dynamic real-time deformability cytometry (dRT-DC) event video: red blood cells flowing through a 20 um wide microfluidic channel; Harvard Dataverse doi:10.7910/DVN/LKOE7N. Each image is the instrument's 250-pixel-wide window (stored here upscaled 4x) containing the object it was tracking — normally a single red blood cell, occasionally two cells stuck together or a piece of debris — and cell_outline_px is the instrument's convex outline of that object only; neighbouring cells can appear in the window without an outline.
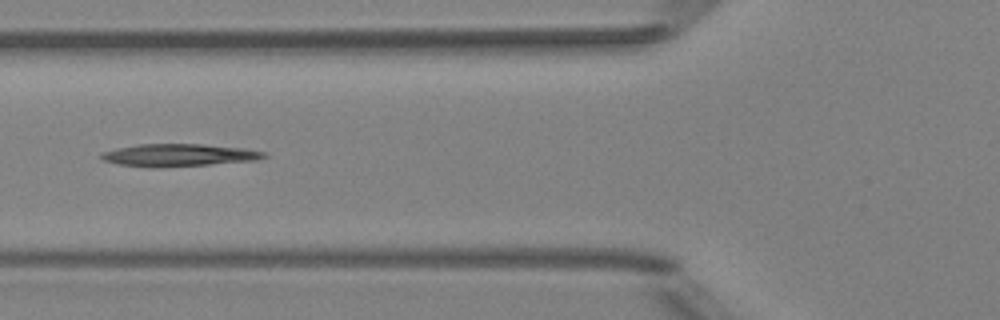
{"species": "Egyptian fruit bat (a non-hibernating species)", "species_latin": "Rousettus aegyptiacus", "temperature_condition": "room temperature", "stored_images_in_passage": 6, "camera_frame_rate_fps": 3000, "um_per_image_px": 0.085, "animal": {"sex": "female"}, "frame": {"image": 1, "passage_image": 4, "time_ms": 1.0, "image_size_px": [1000, 320], "cell_outline_px": [[268, 156], [256, 160], [160, 168], [152, 168], [120, 164], [104, 160], [100, 156], [100, 152], [116, 148], [136, 144], [204, 144], [244, 148], [268, 152]], "centroid_in_image_um": [15.2, 13.18], "position_along_channel_um": 110.6, "area_um2": 21.44}}
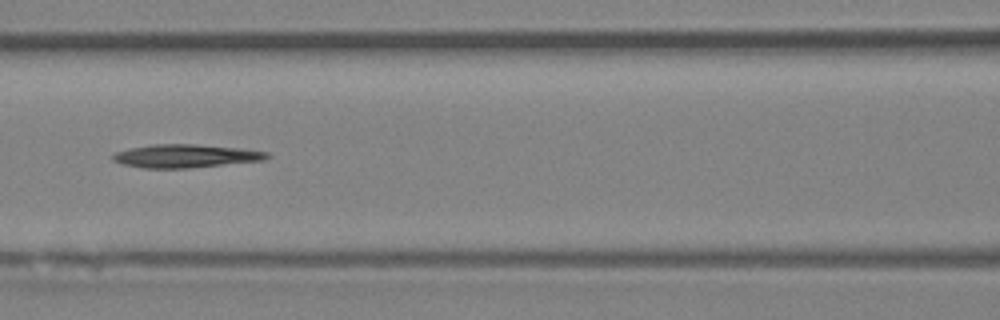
{"frame": {"image": 2, "passage_image": 5, "time_ms": 1.333, "image_size_px": [1000, 320], "cell_outline_px": [[272, 156], [264, 160], [188, 168], [144, 168], [124, 164], [112, 160], [112, 156], [116, 152], [128, 148], [152, 144], [196, 144], [240, 148], [268, 152]], "centroid_in_image_um": [15.78, 13.25], "position_along_channel_um": 150.8, "area_um2": 20.87}}
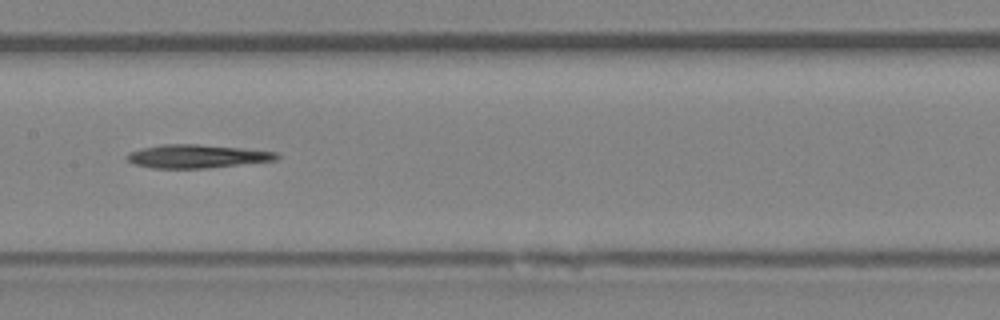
{"frame": {"image": 3, "passage_image": 6, "time_ms": 1.667, "image_size_px": [1000, 320], "cell_outline_px": [[280, 156], [276, 160], [208, 168], [152, 168], [136, 164], [128, 160], [128, 156], [132, 152], [144, 148], [164, 144], [196, 144], [244, 148], [280, 152]], "centroid_in_image_um": [16.84, 13.28], "position_along_channel_um": 190.6, "area_um2": 20.17}}